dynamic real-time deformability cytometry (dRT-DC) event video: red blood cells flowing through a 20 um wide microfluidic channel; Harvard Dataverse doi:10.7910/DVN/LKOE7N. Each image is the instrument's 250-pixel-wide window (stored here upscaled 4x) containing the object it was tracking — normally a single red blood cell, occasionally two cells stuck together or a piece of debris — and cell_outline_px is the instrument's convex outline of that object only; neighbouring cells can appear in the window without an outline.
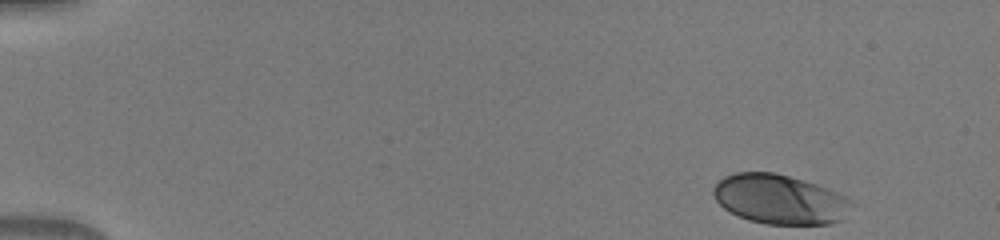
{"species": "human", "species_latin": "Homo sapiens", "temperature_condition": "warm", "stored_images_in_passage": 46, "camera_frame_rate_fps": 3000, "um_per_image_px": 0.085, "donor": {"sex": "male"}, "frame": {"image": 1, "passage_image": 1, "time_ms": 0.0, "image_size_px": [1000, 240], "cell_outline_px": [[856, 204], [844, 220], [832, 224], [768, 224], [748, 220], [724, 208], [716, 200], [712, 192], [712, 188], [724, 176], [736, 172], [776, 172], [816, 184], [840, 192], [852, 200]], "centroid_in_image_um": [66.36, 16.94], "position_along_channel_um": 18.6, "area_um2": 40.4}}
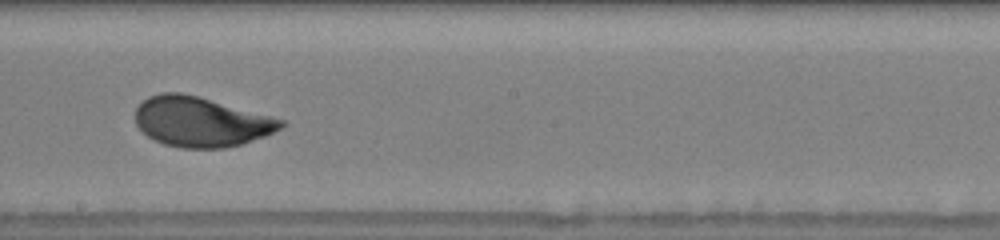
{"frame": {"image": 2, "passage_image": 26, "time_ms": 8.333, "image_size_px": [1000, 240], "cell_outline_px": [[288, 124], [264, 136], [240, 144], [224, 148], [180, 148], [164, 144], [152, 140], [136, 124], [136, 108], [148, 96], [160, 92], [180, 92], [196, 96], [272, 116], [284, 120]], "centroid_in_image_um": [17.06, 10.35], "position_along_channel_um": 231.1, "area_um2": 42.08}}
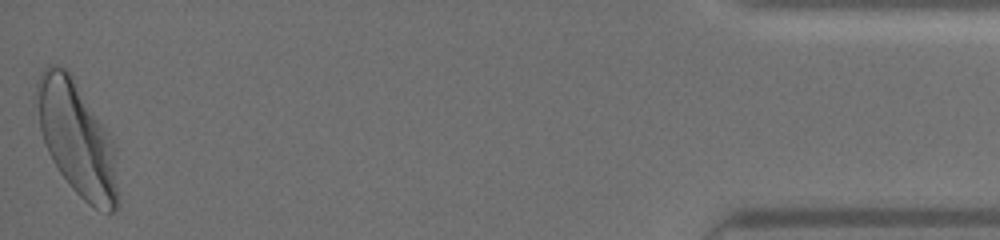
{"frame": {"image": 3, "passage_image": 46, "time_ms": 15.0, "image_size_px": [1000, 240], "cell_outline_px": [[120, 204], [112, 212], [108, 212], [96, 208], [88, 204], [72, 188], [60, 172], [52, 160], [48, 152], [40, 128], [36, 88], [36, 84], [44, 68], [48, 64], [56, 64], [72, 72], [108, 132], [112, 140], [120, 200]], "centroid_in_image_um": [6.55, 11.77], "position_along_channel_um": 428.6, "area_um2": 53.7}}